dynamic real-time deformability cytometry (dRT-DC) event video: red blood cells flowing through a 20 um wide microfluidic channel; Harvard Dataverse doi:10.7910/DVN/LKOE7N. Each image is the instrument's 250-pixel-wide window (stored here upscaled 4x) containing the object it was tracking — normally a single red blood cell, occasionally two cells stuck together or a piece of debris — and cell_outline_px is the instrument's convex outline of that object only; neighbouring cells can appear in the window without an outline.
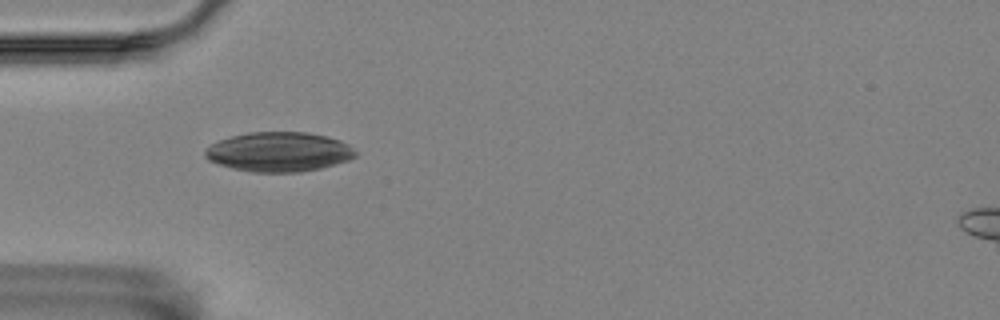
{"species": "Egyptian fruit bat (a non-hibernating species)", "species_latin": "Rousettus aegyptiacus", "temperature_condition": "room temperature", "stored_images_in_passage": 31, "camera_frame_rate_fps": 3000, "um_per_image_px": 0.085, "animal": {"sex": "female"}, "frame": {"image": 1, "passage_image": 13, "time_ms": 4.0, "image_size_px": [1000, 320], "cell_outline_px": [[356, 156], [348, 160], [320, 168], [300, 172], [252, 172], [232, 168], [208, 160], [204, 156], [204, 148], [208, 144], [232, 136], [248, 132], [308, 132], [340, 140], [348, 144], [356, 152]], "centroid_in_image_um": [23.66, 12.9], "position_along_channel_um": 61.3, "area_um2": 34.68}}
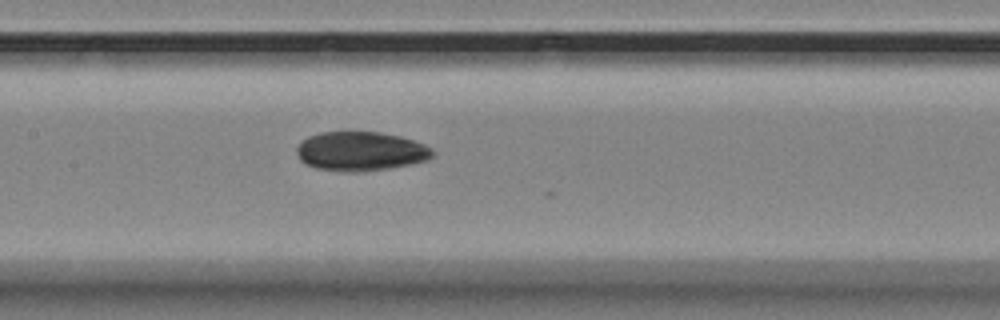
{"frame": {"image": 2, "passage_image": 23, "time_ms": 7.333, "image_size_px": [1000, 320], "cell_outline_px": [[432, 156], [428, 160], [388, 168], [364, 172], [340, 172], [316, 168], [300, 160], [296, 152], [296, 148], [300, 140], [308, 136], [320, 132], [380, 132], [400, 136], [424, 144], [432, 148]], "centroid_in_image_um": [30.61, 12.86], "position_along_channel_um": 176.8, "area_um2": 31.15}}
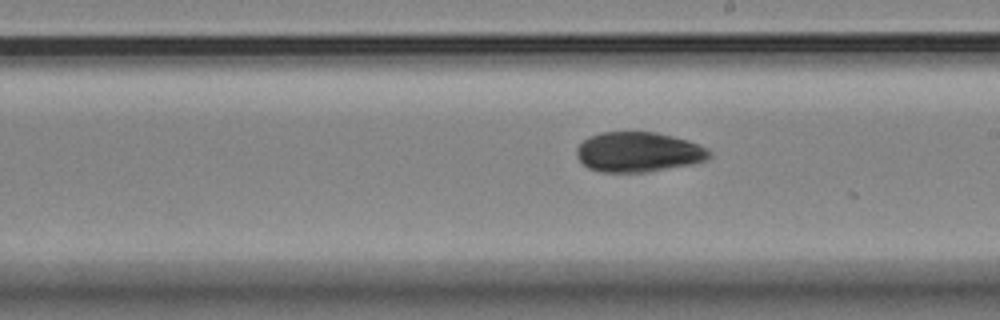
{"frame": {"image": 3, "passage_image": 28, "time_ms": 9.0, "image_size_px": [1000, 320], "cell_outline_px": [[712, 156], [704, 160], [692, 164], [648, 172], [600, 172], [588, 168], [576, 156], [576, 148], [588, 136], [600, 132], [656, 132], [688, 140], [708, 148], [712, 152]], "centroid_in_image_um": [54.26, 12.92], "position_along_channel_um": 234.7, "area_um2": 31.1}}